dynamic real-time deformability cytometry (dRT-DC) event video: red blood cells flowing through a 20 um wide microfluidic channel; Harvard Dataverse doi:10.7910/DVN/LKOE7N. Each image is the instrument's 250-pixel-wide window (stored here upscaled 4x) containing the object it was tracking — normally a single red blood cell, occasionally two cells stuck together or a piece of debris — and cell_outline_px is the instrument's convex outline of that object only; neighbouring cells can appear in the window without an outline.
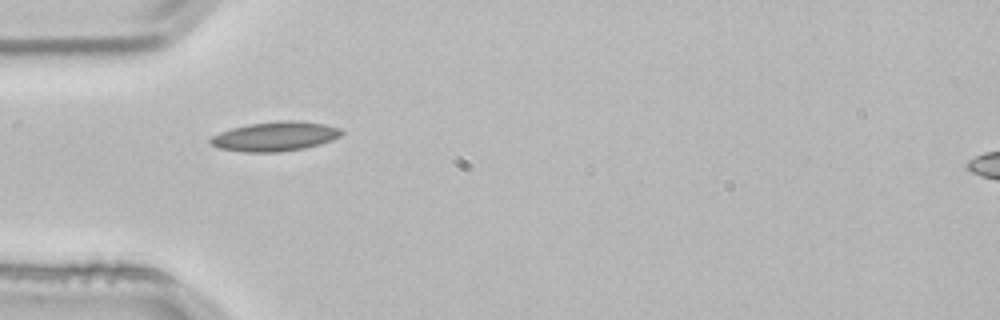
{"species": "common noctule bat (a hibernating species)", "species_latin": "Nyctalus noctula", "temperature_condition": "room temperature", "stored_images_in_passage": 1, "camera_frame_rate_fps": 3000, "um_per_image_px": 0.085, "animal": {"sex": "male", "body_mass_g": 21.5, "forearm_length_mm": 52.0}, "frame": {"image": 1, "passage_image": 1, "time_ms": 0.0, "image_size_px": [1000, 320], "cell_outline_px": [[344, 132], [340, 136], [332, 140], [320, 144], [304, 148], [280, 152], [244, 152], [216, 148], [208, 144], [208, 140], [212, 136], [220, 132], [232, 128], [248, 124], [276, 120], [296, 120], [324, 124], [340, 128]], "centroid_in_image_um": [23.35, 11.59], "position_along_channel_um": 61.7, "area_um2": 22.77}}